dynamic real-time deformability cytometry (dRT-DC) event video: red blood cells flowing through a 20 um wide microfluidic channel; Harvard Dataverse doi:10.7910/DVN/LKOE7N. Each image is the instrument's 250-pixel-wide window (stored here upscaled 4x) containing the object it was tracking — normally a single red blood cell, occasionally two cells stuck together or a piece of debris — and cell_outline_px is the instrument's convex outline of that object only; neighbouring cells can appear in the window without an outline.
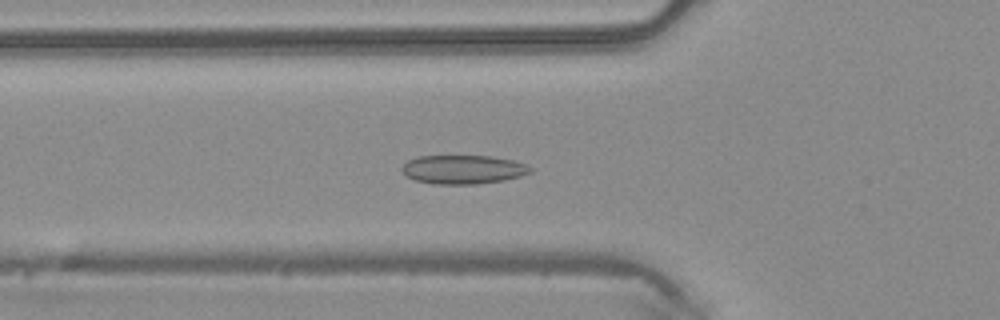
{"species": "common noctule bat (a hibernating species)", "species_latin": "Nyctalus noctula", "temperature_condition": "warm", "stored_images_in_passage": 47, "camera_frame_rate_fps": 3000, "um_per_image_px": 0.085, "animal": {"sex": "male", "body_mass_g": 20.4}, "frame": {"image": 1, "passage_image": 16, "time_ms": 5.0, "image_size_px": [1000, 320], "cell_outline_px": [[532, 172], [520, 176], [504, 180], [476, 184], [432, 184], [416, 180], [408, 176], [400, 168], [408, 160], [416, 156], [492, 156], [512, 160], [524, 164], [532, 168]], "centroid_in_image_um": [39.36, 14.4], "position_along_channel_um": 86.4, "area_um2": 21.5}}
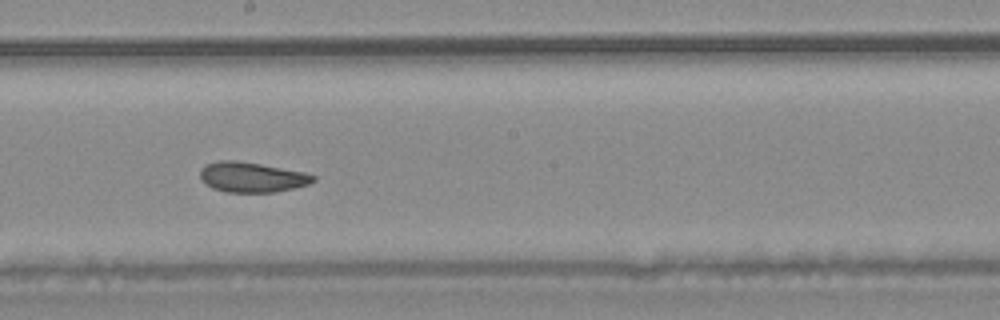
{"frame": {"image": 2, "passage_image": 26, "time_ms": 8.333, "image_size_px": [1000, 320], "cell_outline_px": [[316, 180], [308, 184], [276, 192], [224, 192], [212, 188], [200, 180], [200, 168], [204, 164], [220, 160], [236, 160], [260, 164], [304, 172], [316, 176]], "centroid_in_image_um": [21.36, 15.05], "position_along_channel_um": 226.8, "area_um2": 19.94}}
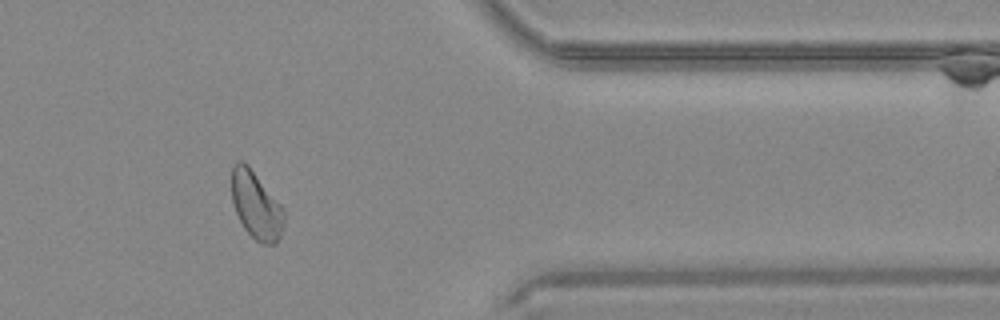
{"frame": {"image": 3, "passage_image": 39, "time_ms": 12.667, "image_size_px": [1000, 320], "cell_outline_px": [[284, 220], [280, 236], [276, 244], [264, 244], [256, 240], [244, 228], [236, 212], [232, 200], [232, 164], [236, 160], [244, 160], [248, 164], [284, 208]], "centroid_in_image_um": [21.77, 17.41], "position_along_channel_um": 389.6, "area_um2": 20.63}, "authors_computed_cell_mechanics": {"area_um2": 21.2704, "velocity_mm_per_s": 4.184, "shape_relaxation_time_tau1_ms": 9.0034, "shape_relaxation_time_tau2_ms": 1.9385, "deformation_change_tau1": 0.129, "deformation_change_tau2": 0.0534}}